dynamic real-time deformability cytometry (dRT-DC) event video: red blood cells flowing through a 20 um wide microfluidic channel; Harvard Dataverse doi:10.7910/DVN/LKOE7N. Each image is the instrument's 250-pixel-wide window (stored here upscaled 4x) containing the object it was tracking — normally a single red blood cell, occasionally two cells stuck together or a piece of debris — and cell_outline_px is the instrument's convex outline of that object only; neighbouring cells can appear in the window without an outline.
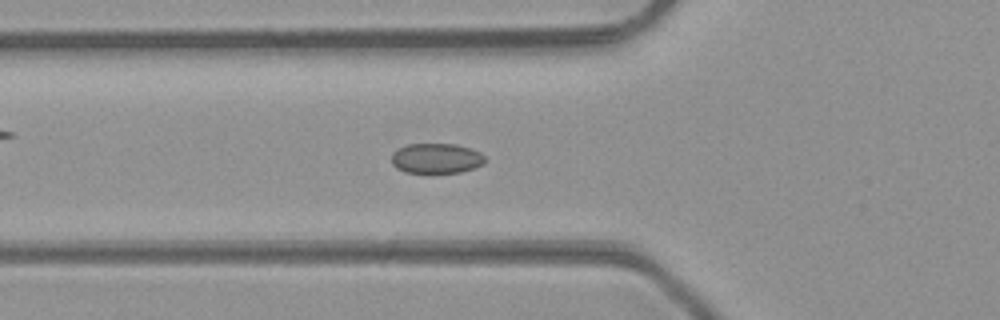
{"species": "common noctule bat (a hibernating species)", "species_latin": "Nyctalus noctula", "temperature_condition": "room temperature", "stored_images_in_passage": 48, "camera_frame_rate_fps": 3000, "um_per_image_px": 0.085, "animal": {"sex": "male", "body_mass_g": 23.1, "forearm_length_mm": 52.7}, "frame": {"image": 1, "passage_image": 17, "time_ms": 5.333, "image_size_px": [1000, 320], "cell_outline_px": [[484, 164], [460, 172], [404, 172], [396, 168], [392, 164], [392, 152], [408, 144], [456, 144], [480, 152], [484, 156]], "centroid_in_image_um": [37.06, 13.45], "position_along_channel_um": 88.7, "area_um2": 16.18}}
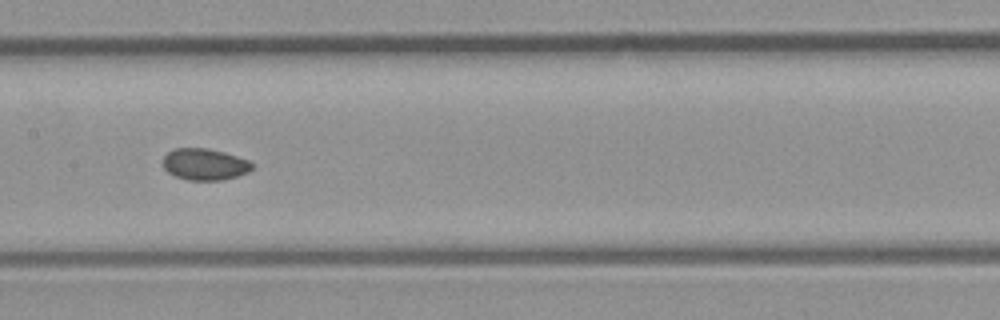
{"frame": {"image": 2, "passage_image": 24, "time_ms": 7.667, "image_size_px": [1000, 320], "cell_outline_px": [[252, 168], [248, 172], [236, 176], [220, 180], [188, 180], [176, 176], [168, 172], [164, 168], [164, 156], [168, 152], [176, 148], [208, 148], [224, 152], [248, 160], [252, 164]], "centroid_in_image_um": [17.39, 13.96], "position_along_channel_um": 190.0, "area_um2": 16.18}}
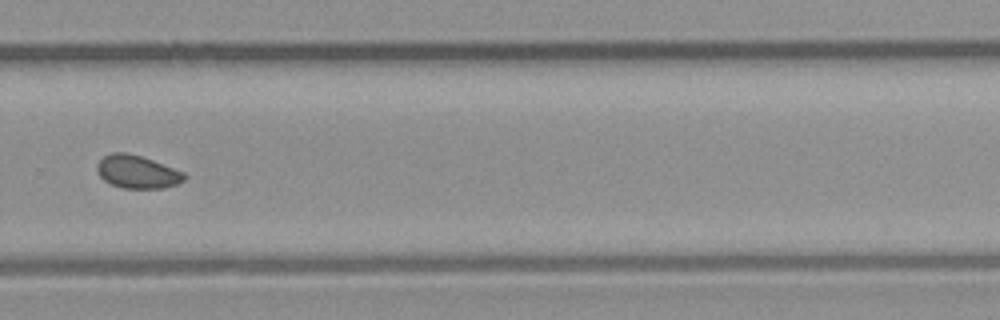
{"frame": {"image": 3, "passage_image": 33, "time_ms": 10.667, "image_size_px": [1000, 320], "cell_outline_px": [[188, 176], [184, 180], [176, 184], [164, 188], [124, 188], [112, 184], [104, 180], [100, 176], [96, 168], [96, 164], [104, 156], [112, 152], [128, 152], [152, 160], [184, 172]], "centroid_in_image_um": [11.66, 14.6], "position_along_channel_um": 318.1, "area_um2": 16.7}, "authors_computed_cell_mechanics": {"area_um2": 16.9354, "velocity_mm_per_s": 4.2952, "shape_relaxation_time_tau1_ms": 1.3066, "shape_relaxation_time_tau2_ms": 1.3723, "deformation_change_tau1": 0.0398, "deformation_change_tau2": 0.0462}}